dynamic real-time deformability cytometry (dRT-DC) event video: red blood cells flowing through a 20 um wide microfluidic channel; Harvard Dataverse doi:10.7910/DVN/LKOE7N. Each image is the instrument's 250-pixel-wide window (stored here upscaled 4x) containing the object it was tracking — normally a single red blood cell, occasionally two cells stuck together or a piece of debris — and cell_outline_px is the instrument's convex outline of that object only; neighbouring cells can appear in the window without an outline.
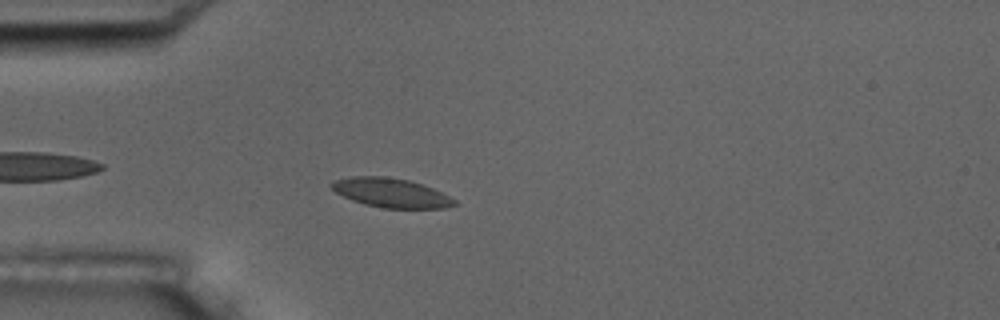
{"species": "common noctule bat (a hibernating species)", "species_latin": "Nyctalus noctula", "temperature_condition": "room temperature", "stored_images_in_passage": 5, "camera_frame_rate_fps": 3000, "um_per_image_px": 0.085, "animal": {"sex": "male", "body_mass_g": 17.5, "forearm_length_mm": 52.3}, "frame": {"image": 1, "passage_image": 5, "time_ms": 4.667, "image_size_px": [1000, 320], "cell_outline_px": [[460, 204], [448, 208], [384, 208], [364, 204], [352, 200], [336, 192], [328, 184], [336, 180], [352, 176], [384, 176], [408, 180], [432, 188], [456, 200]], "centroid_in_image_um": [33.25, 16.39], "position_along_channel_um": 51.7, "area_um2": 20.81}}